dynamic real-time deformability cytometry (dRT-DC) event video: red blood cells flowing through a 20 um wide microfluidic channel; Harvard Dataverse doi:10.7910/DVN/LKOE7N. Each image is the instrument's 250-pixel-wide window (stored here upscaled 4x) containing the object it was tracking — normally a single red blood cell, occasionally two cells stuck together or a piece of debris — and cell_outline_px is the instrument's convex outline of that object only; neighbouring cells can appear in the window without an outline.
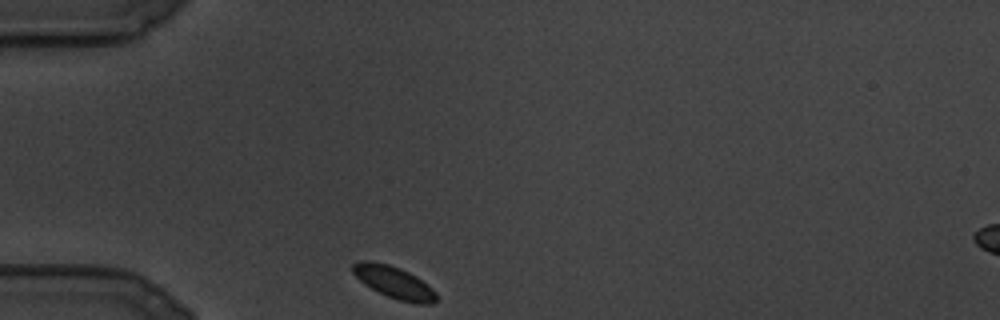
{"species": "common noctule bat (a hibernating species)", "species_latin": "Nyctalus noctula", "temperature_condition": "cold", "stored_images_in_passage": 72, "camera_frame_rate_fps": 3000, "um_per_image_px": 0.085, "animal": {"sex": "male", "body_mass_g": 19.5, "forearm_length_mm": 54.6}, "frame": {"image": 1, "passage_image": 1, "time_ms": 0.0, "image_size_px": [1000, 320], "cell_outline_px": [[436, 300], [432, 304], [416, 304], [400, 300], [388, 296], [364, 284], [352, 272], [352, 264], [360, 260], [372, 260], [388, 264], [400, 268], [416, 276], [432, 288], [436, 292]], "centroid_in_image_um": [33.48, 23.98], "position_along_channel_um": 51.5, "area_um2": 15.55}}
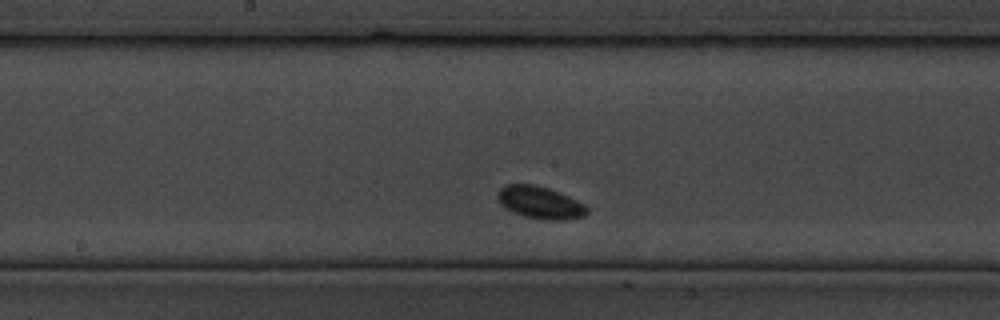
{"frame": {"image": 2, "passage_image": 31, "time_ms": 10.0, "image_size_px": [1000, 320], "cell_outline_px": [[588, 212], [584, 216], [568, 220], [544, 220], [524, 216], [512, 212], [504, 208], [500, 204], [496, 196], [500, 188], [504, 184], [532, 184], [548, 188], [568, 196], [584, 204], [588, 208]], "centroid_in_image_um": [45.88, 17.22], "position_along_channel_um": 202.3, "area_um2": 16.99}}
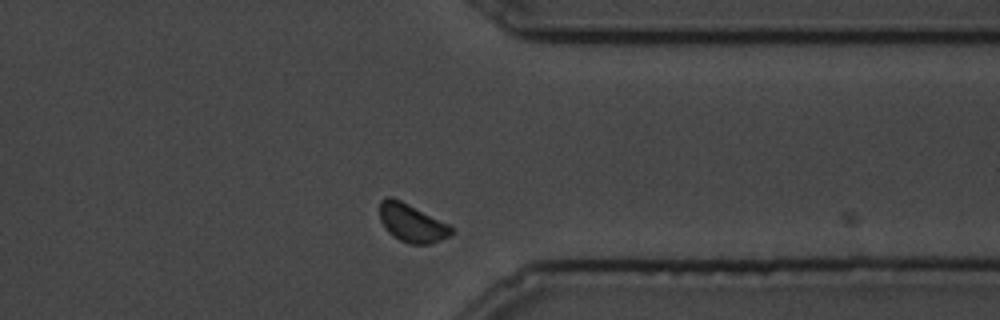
{"frame": {"image": 3, "passage_image": 62, "time_ms": 20.333, "image_size_px": [1000, 320], "cell_outline_px": [[452, 232], [448, 236], [428, 244], [408, 244], [392, 236], [388, 232], [380, 220], [380, 200], [388, 196], [392, 196], [448, 224], [452, 228]], "centroid_in_image_um": [34.95, 18.94], "position_along_channel_um": 376.5, "area_um2": 15.66}}